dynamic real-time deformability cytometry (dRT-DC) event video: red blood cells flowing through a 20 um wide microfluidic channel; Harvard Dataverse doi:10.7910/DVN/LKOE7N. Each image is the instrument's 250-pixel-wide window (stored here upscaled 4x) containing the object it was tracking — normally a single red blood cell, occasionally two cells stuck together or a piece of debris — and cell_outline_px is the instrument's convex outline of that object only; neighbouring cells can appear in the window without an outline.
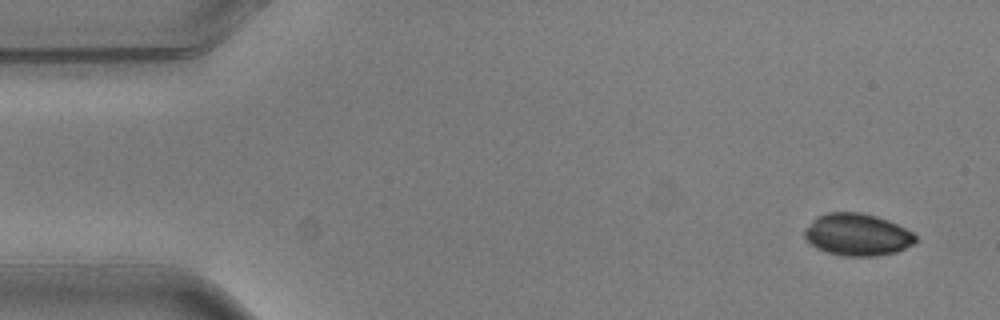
{"species": "common noctule bat (a hibernating species)", "species_latin": "Nyctalus noctula", "temperature_condition": "warm", "stored_images_in_passage": 7, "camera_frame_rate_fps": 3000, "um_per_image_px": 0.085, "animal": {"sex": "male", "body_mass_g": 20.5, "forearm_length_mm": 52.5}, "frame": {"image": 1, "passage_image": 1, "time_ms": 0.0, "image_size_px": [1000, 320], "cell_outline_px": [[920, 240], [896, 252], [876, 256], [844, 256], [828, 252], [816, 248], [804, 240], [804, 228], [816, 216], [824, 212], [860, 212], [876, 216], [888, 220], [912, 232]], "centroid_in_image_um": [72.83, 19.94], "position_along_channel_um": 12.2, "area_um2": 27.51}}
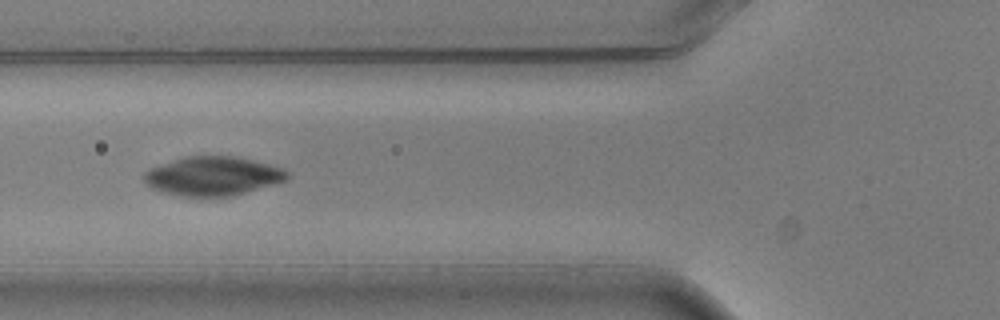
{"frame": {"image": 2, "passage_image": 6, "time_ms": 1.667, "image_size_px": [1000, 320], "cell_outline_px": [[288, 180], [244, 192], [228, 196], [180, 196], [160, 192], [152, 188], [144, 180], [144, 172], [148, 168], [184, 156], [232, 156], [252, 160], [268, 164], [280, 168], [288, 172]], "centroid_in_image_um": [18.03, 14.96], "position_along_channel_um": 107.8, "area_um2": 32.25}}
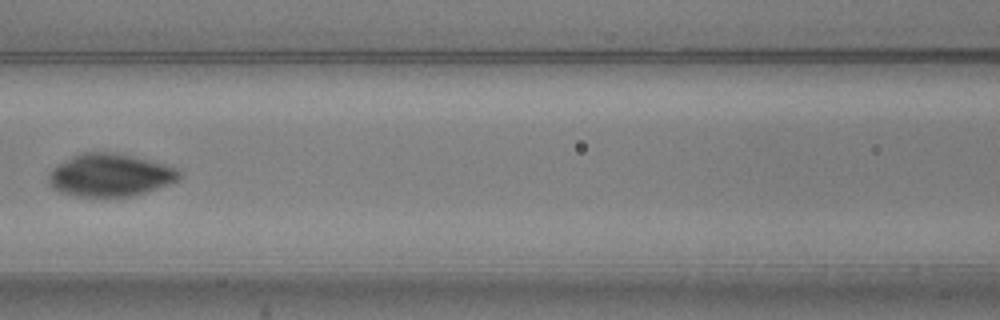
{"frame": {"image": 3, "passage_image": 7, "time_ms": 2.0, "image_size_px": [1000, 320], "cell_outline_px": [[184, 176], [180, 180], [132, 196], [104, 200], [76, 196], [60, 192], [52, 188], [48, 180], [48, 172], [56, 164], [72, 156], [84, 152], [108, 152], [128, 156], [164, 164], [176, 168]], "centroid_in_image_um": [9.3, 14.94], "position_along_channel_um": 157.3, "area_um2": 33.06}}